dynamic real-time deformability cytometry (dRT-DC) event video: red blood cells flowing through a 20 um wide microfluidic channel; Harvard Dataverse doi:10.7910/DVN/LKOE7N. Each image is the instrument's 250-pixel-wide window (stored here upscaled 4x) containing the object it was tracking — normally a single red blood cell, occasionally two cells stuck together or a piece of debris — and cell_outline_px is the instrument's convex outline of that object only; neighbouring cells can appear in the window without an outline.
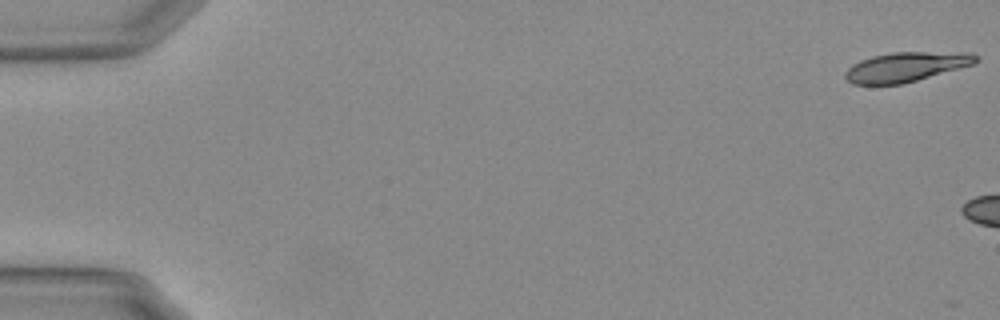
{"species": "Egyptian fruit bat (a non-hibernating species)", "species_latin": "Rousettus aegyptiacus", "temperature_condition": "warm", "stored_images_in_passage": 5, "camera_frame_rate_fps": 3000, "um_per_image_px": 0.085, "animal": {"sex": "female"}, "frame": {"image": 1, "passage_image": 1, "time_ms": 0.0, "image_size_px": [1000, 320], "cell_outline_px": [[980, 60], [972, 64], [904, 84], [852, 84], [844, 76], [844, 72], [852, 64], [860, 60], [872, 56], [892, 52], [972, 52], [980, 56]], "centroid_in_image_um": [77.03, 5.67], "position_along_channel_um": 8.0, "area_um2": 22.6}}